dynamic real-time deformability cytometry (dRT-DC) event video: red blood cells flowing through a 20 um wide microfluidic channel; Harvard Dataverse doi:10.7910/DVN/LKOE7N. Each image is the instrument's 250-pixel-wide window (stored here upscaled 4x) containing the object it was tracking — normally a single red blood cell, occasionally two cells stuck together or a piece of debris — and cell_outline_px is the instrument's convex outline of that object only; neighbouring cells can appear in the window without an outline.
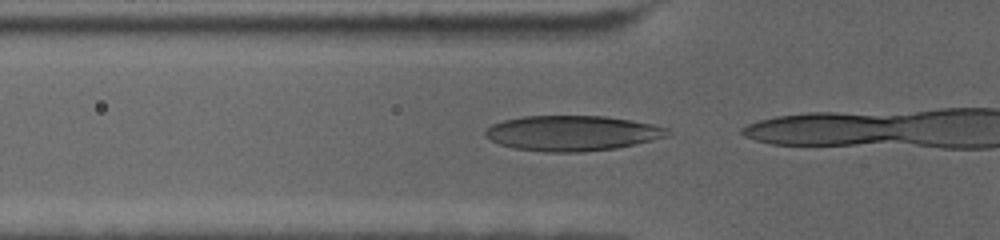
{"species": "human", "species_latin": "Homo sapiens", "temperature_condition": "cold", "stored_images_in_passage": 5, "camera_frame_rate_fps": 3000, "um_per_image_px": 0.085, "donor": {"sex": "female"}, "frame": {"image": 1, "passage_image": 2, "time_ms": 0.333, "image_size_px": [1000, 240], "cell_outline_px": [[672, 132], [668, 136], [636, 144], [616, 148], [580, 152], [548, 152], [512, 148], [500, 144], [484, 136], [484, 132], [492, 124], [504, 120], [524, 116], [604, 116], [632, 120], [652, 124], [668, 128]], "centroid_in_image_um": [48.65, 11.32], "position_along_channel_um": 77.1, "area_um2": 37.45}}